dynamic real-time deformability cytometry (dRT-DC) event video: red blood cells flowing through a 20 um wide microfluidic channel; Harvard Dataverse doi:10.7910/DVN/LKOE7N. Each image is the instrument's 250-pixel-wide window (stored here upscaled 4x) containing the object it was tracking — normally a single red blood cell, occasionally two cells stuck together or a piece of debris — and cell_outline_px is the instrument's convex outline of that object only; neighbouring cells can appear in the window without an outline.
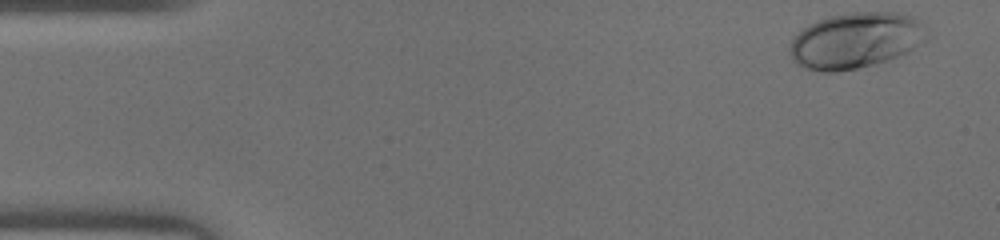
{"species": "human", "species_latin": "Homo sapiens", "temperature_condition": "warm", "stored_images_in_passage": 36, "camera_frame_rate_fps": 3000, "um_per_image_px": 0.085, "donor": {"sex": "male"}, "frame": {"image": 1, "passage_image": 1, "time_ms": 0.0, "image_size_px": [1000, 240], "cell_outline_px": [[928, 40], [908, 52], [888, 60], [876, 64], [836, 72], [820, 72], [804, 68], [796, 64], [792, 60], [788, 48], [792, 40], [804, 28], [828, 16], [852, 12], [900, 12], [916, 20], [928, 36]], "centroid_in_image_um": [72.71, 3.46], "position_along_channel_um": 12.3, "area_um2": 44.45}}
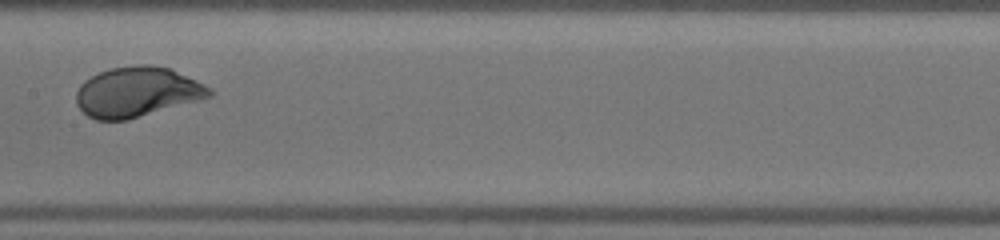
{"frame": {"image": 2, "passage_image": 22, "time_ms": 7.0, "image_size_px": [1000, 240], "cell_outline_px": [[212, 96], [128, 120], [96, 120], [88, 116], [76, 104], [76, 92], [80, 84], [84, 80], [100, 72], [112, 68], [136, 64], [148, 64], [168, 68], [196, 80], [212, 88]], "centroid_in_image_um": [11.63, 7.82], "position_along_channel_um": 195.8, "area_um2": 38.67}}
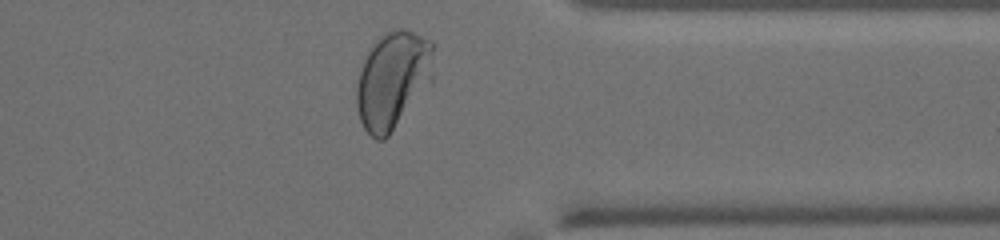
{"frame": {"image": 3, "passage_image": 35, "time_ms": 11.333, "image_size_px": [1000, 240], "cell_outline_px": [[436, 44], [432, 80], [388, 136], [384, 140], [376, 140], [364, 128], [360, 120], [356, 108], [356, 80], [360, 68], [368, 48], [380, 36], [388, 32], [400, 28], [412, 32], [432, 40]], "centroid_in_image_um": [33.38, 6.76], "position_along_channel_um": 378.0, "area_um2": 43.99}}